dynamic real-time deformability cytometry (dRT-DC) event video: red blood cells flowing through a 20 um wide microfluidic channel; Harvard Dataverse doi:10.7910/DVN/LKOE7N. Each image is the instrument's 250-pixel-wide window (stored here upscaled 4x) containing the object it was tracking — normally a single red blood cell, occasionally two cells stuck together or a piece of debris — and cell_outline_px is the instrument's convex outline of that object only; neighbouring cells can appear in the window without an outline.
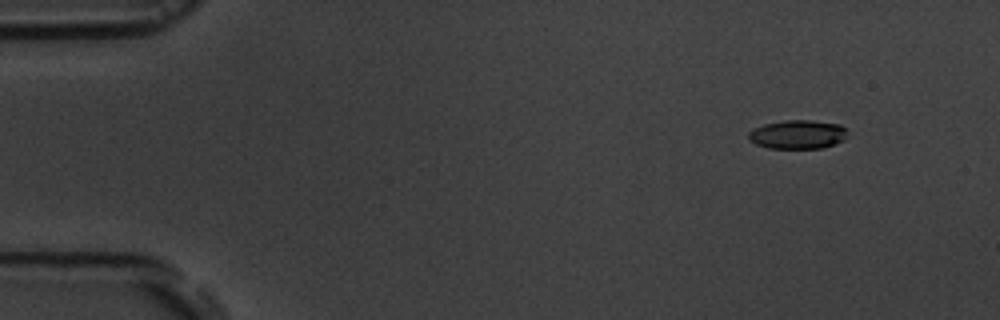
{"species": "common noctule bat (a hibernating species)", "species_latin": "Nyctalus noctula", "temperature_condition": "room temperature", "stored_images_in_passage": 5, "camera_frame_rate_fps": 3000, "um_per_image_px": 0.085, "animal": {"sex": "male", "body_mass_g": 19.5, "forearm_length_mm": 54.6}, "frame": {"image": 1, "passage_image": 2, "time_ms": 1.0, "image_size_px": [1000, 320], "cell_outline_px": [[848, 132], [844, 140], [820, 148], [768, 148], [756, 144], [748, 140], [748, 132], [752, 128], [764, 124], [784, 120], [808, 120], [840, 124]], "centroid_in_image_um": [67.76, 11.42], "position_along_channel_um": 17.2, "area_um2": 16.65}}
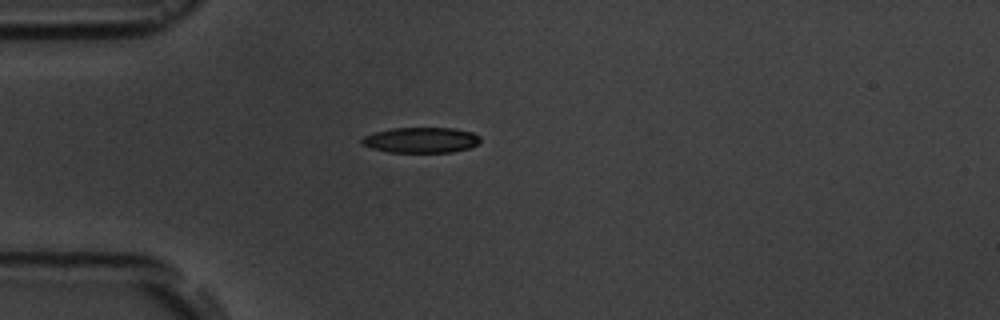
{"frame": {"image": 2, "passage_image": 5, "time_ms": 4.333, "image_size_px": [1000, 320], "cell_outline_px": [[480, 140], [476, 144], [468, 148], [452, 152], [388, 152], [372, 148], [360, 144], [360, 140], [364, 136], [372, 132], [392, 128], [452, 128], [472, 132], [480, 136]], "centroid_in_image_um": [35.74, 11.9], "position_along_channel_um": 49.3, "area_um2": 17.63}}